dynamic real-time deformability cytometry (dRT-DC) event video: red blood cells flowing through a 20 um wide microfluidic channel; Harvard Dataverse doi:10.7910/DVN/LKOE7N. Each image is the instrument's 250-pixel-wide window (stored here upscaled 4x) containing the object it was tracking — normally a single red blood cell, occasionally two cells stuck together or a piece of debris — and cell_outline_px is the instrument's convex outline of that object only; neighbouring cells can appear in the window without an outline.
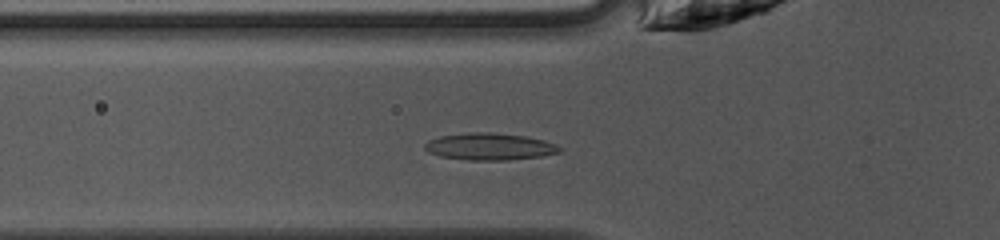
{"species": "common noctule bat (a hibernating species)", "species_latin": "Nyctalus noctula", "temperature_condition": "warm", "stored_images_in_passage": 34, "camera_frame_rate_fps": 3000, "um_per_image_px": 0.085, "animal": {"sex": "female", "body_mass_g": 10.0, "forearm_length_mm": 53.1}, "frame": {"image": 1, "passage_image": 3, "time_ms": 0.667, "image_size_px": [1000, 240], "cell_outline_px": [[560, 152], [540, 156], [508, 160], [468, 160], [440, 156], [428, 152], [424, 148], [424, 144], [428, 140], [440, 136], [468, 132], [492, 132], [528, 136], [544, 140], [556, 144], [560, 148]], "centroid_in_image_um": [41.6, 12.45], "position_along_channel_um": 84.2, "area_um2": 21.27}}
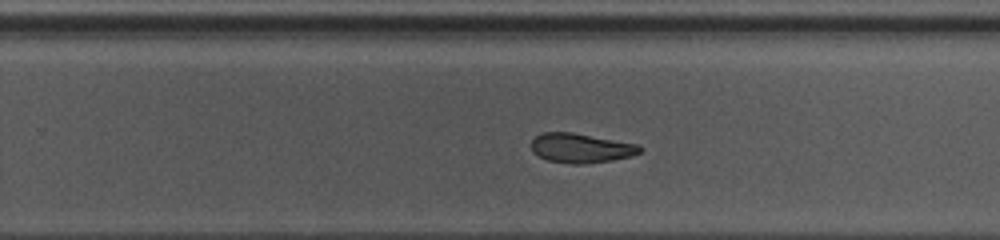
{"frame": {"image": 2, "passage_image": 17, "time_ms": 5.333, "image_size_px": [1000, 240], "cell_outline_px": [[644, 148], [640, 152], [632, 156], [612, 160], [584, 164], [568, 164], [548, 160], [532, 152], [532, 140], [536, 136], [544, 132], [572, 132], [636, 144]], "centroid_in_image_um": [49.38, 12.59], "position_along_channel_um": 280.4, "area_um2": 18.55}}
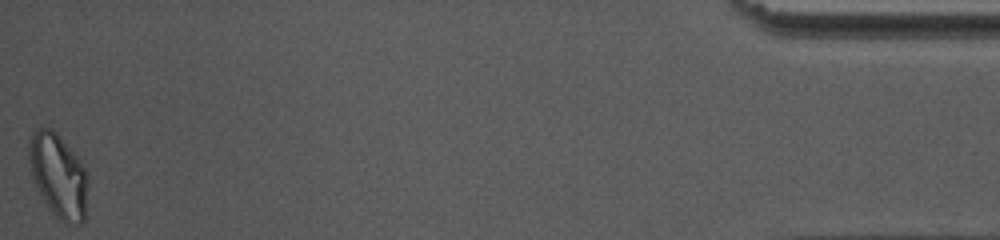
{"frame": {"image": 3, "passage_image": 34, "time_ms": 11.0, "image_size_px": [1000, 240], "cell_outline_px": [[88, 184], [84, 224], [64, 224], [52, 212], [36, 188], [32, 176], [28, 160], [28, 140], [32, 132], [40, 128], [52, 128], [60, 136], [80, 160], [88, 176]], "centroid_in_image_um": [4.96, 14.94], "position_along_channel_um": 430.2, "area_um2": 29.13}, "authors_computed_cell_mechanics": {"area_um2": 19.8254, "velocity_mm_per_s": 4.1795, "shape_relaxation_time_tau1_ms": 3.3448, "shape_relaxation_time_tau2_ms": 2.6897, "deformation_change_tau1": 0.1301, "deformation_change_tau2": 0.0928}}